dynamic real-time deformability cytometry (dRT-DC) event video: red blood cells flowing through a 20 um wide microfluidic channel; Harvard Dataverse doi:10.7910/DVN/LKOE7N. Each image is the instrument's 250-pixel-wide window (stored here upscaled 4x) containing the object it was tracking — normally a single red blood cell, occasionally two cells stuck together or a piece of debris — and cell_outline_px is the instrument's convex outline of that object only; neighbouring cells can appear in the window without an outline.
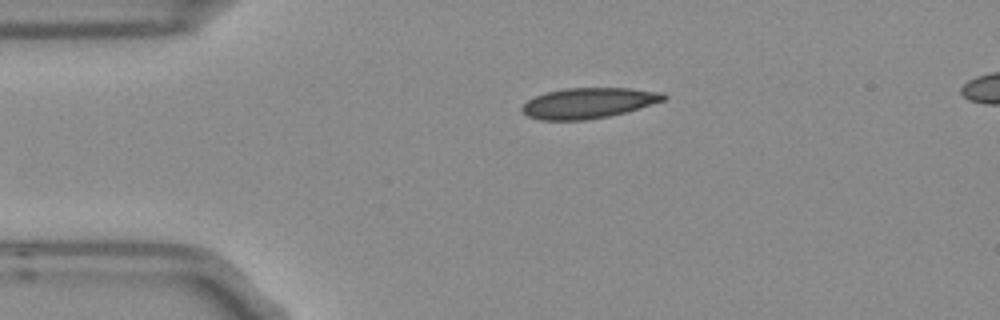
{"species": "Egyptian fruit bat (a non-hibernating species)", "species_latin": "Rousettus aegyptiacus", "temperature_condition": "room temperature", "stored_images_in_passage": 3, "segment_of_instrument_passage": [1, 2], "camera_frame_rate_fps": 3000, "um_per_image_px": 0.085, "frame": {"image": 1, "passage_image": 1, "time_ms": 0.0, "image_size_px": [1000, 320], "cell_outline_px": [[668, 96], [664, 100], [624, 112], [608, 116], [584, 120], [540, 120], [528, 116], [520, 108], [528, 100], [544, 92], [564, 88], [632, 88], [664, 92]], "centroid_in_image_um": [50.01, 8.74], "position_along_channel_um": 35.0, "area_um2": 25.09}}